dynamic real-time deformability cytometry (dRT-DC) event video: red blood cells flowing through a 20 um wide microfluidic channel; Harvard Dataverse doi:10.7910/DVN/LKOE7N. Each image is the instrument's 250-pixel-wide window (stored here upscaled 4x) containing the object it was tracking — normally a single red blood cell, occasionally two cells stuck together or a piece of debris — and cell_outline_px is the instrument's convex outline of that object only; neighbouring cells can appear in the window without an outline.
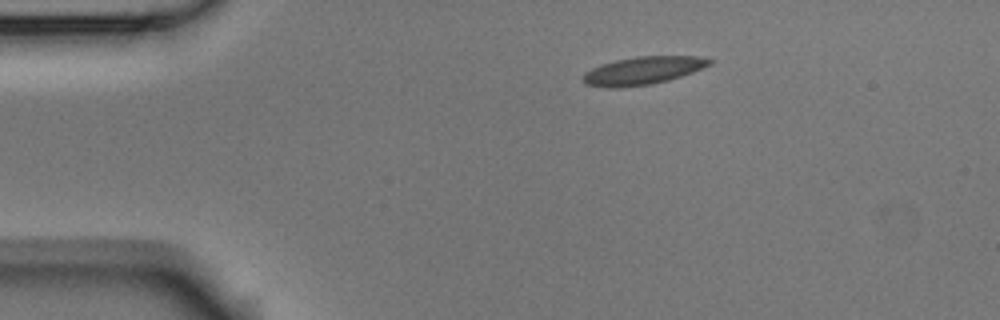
{"species": "Egyptian fruit bat (a non-hibernating species)", "species_latin": "Rousettus aegyptiacus", "temperature_condition": "room temperature", "stored_images_in_passage": 2, "camera_frame_rate_fps": 3000, "um_per_image_px": 0.085, "animal": {"sex": "male"}, "frame": {"image": 1, "passage_image": 1, "time_ms": 0.0, "image_size_px": [1000, 320], "cell_outline_px": [[716, 60], [712, 64], [692, 72], [668, 80], [652, 84], [620, 88], [608, 88], [584, 84], [580, 80], [592, 68], [616, 60], [636, 56], [696, 56]], "centroid_in_image_um": [54.66, 6.01], "position_along_channel_um": 30.3, "area_um2": 20.52}}